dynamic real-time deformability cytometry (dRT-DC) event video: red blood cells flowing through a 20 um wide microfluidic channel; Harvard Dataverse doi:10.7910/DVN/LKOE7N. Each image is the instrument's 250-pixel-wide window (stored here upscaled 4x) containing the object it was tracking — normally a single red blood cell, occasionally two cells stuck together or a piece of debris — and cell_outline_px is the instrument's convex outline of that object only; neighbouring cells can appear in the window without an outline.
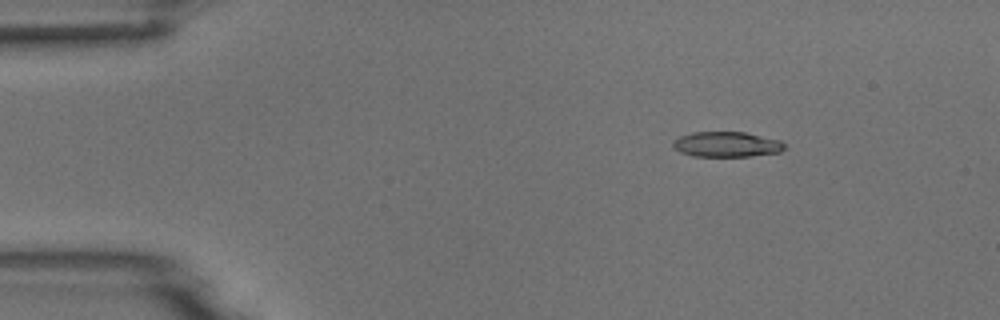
{"species": "common noctule bat (a hibernating species)", "species_latin": "Nyctalus noctula", "temperature_condition": "room temperature", "stored_images_in_passage": 3, "camera_frame_rate_fps": 3000, "um_per_image_px": 0.085, "animal": {"sex": "male", "body_mass_g": 18.8}, "frame": {"image": 1, "passage_image": 1, "time_ms": 0.0, "image_size_px": [1000, 320], "cell_outline_px": [[784, 148], [780, 152], [748, 156], [692, 156], [680, 152], [672, 144], [672, 140], [680, 136], [692, 132], [744, 132], [780, 140], [784, 144]], "centroid_in_image_um": [61.73, 12.26], "position_along_channel_um": 23.3, "area_um2": 16.3}}